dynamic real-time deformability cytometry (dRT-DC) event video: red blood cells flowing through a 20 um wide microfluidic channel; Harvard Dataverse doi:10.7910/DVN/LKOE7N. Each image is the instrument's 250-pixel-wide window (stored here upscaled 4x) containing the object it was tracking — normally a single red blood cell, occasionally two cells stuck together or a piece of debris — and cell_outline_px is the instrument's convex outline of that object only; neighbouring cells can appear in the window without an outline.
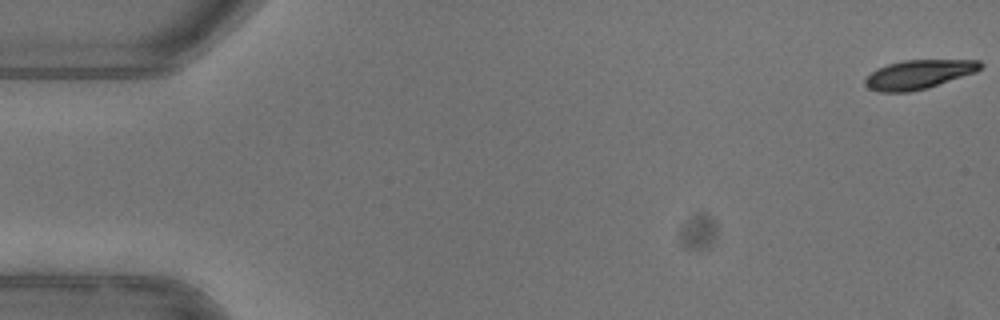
{"species": "common noctule bat (a hibernating species)", "species_latin": "Nyctalus noctula", "temperature_condition": "warm", "stored_images_in_passage": 53, "camera_frame_rate_fps": 3000, "um_per_image_px": 0.085, "animal": {"sex": "female"}, "frame": {"image": 1, "passage_image": 1, "time_ms": 0.0, "image_size_px": [1000, 320], "cell_outline_px": [[984, 64], [976, 72], [928, 88], [908, 92], [880, 92], [868, 88], [864, 84], [864, 80], [876, 68], [888, 64], [904, 60], [980, 60]], "centroid_in_image_um": [78.09, 6.33], "position_along_channel_um": 6.9, "area_um2": 19.54}}
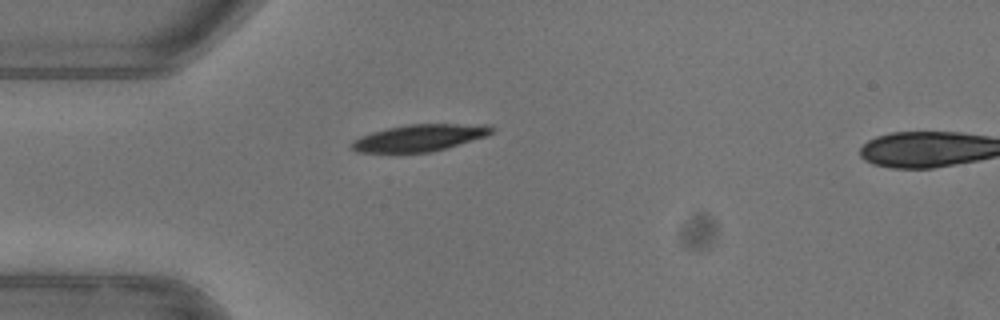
{"frame": {"image": 2, "passage_image": 15, "time_ms": 4.667, "image_size_px": [1000, 320], "cell_outline_px": [[496, 132], [488, 136], [432, 152], [356, 152], [348, 148], [348, 144], [352, 140], [360, 136], [372, 132], [388, 128], [408, 124], [488, 124], [496, 128]], "centroid_in_image_um": [35.68, 11.71], "position_along_channel_um": 49.3, "area_um2": 22.25}}
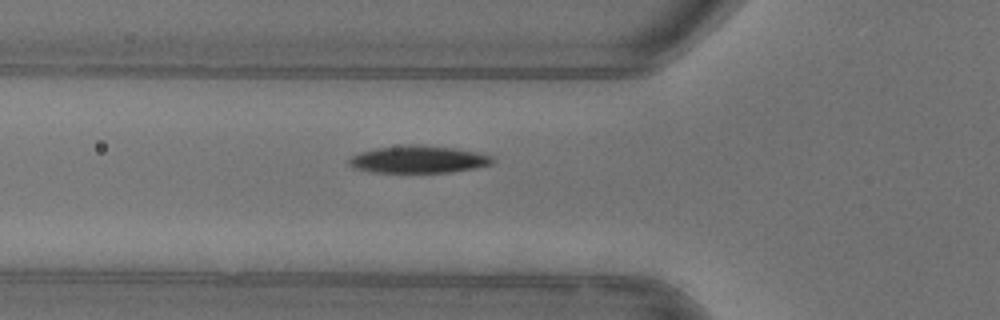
{"frame": {"image": 3, "passage_image": 19, "time_ms": 6.0, "image_size_px": [1000, 320], "cell_outline_px": [[496, 160], [492, 164], [472, 168], [448, 172], [372, 172], [352, 168], [348, 164], [348, 160], [352, 156], [360, 152], [376, 148], [408, 144], [420, 144], [456, 148], [476, 152], [492, 156]], "centroid_in_image_um": [35.54, 13.54], "position_along_channel_um": 90.3, "area_um2": 22.89}, "authors_computed_cell_mechanics": {"area_um2": 21.6172, "velocity_mm_per_s": 3.9556, "shape_relaxation_time_tau1_ms": 2.142, "shape_relaxation_time_tau2_ms": null, "deformation_change_tau1": 0.1429, "deformation_change_tau2": null}}